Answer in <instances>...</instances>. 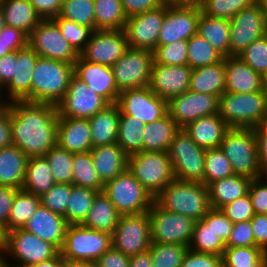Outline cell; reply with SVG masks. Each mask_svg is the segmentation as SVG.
Segmentation results:
<instances>
[{
	"label": "cell",
	"mask_w": 267,
	"mask_h": 267,
	"mask_svg": "<svg viewBox=\"0 0 267 267\" xmlns=\"http://www.w3.org/2000/svg\"><path fill=\"white\" fill-rule=\"evenodd\" d=\"M6 26V21L4 19V16H3V13H2V10L0 8V33L2 31V29Z\"/></svg>",
	"instance_id": "obj_77"
},
{
	"label": "cell",
	"mask_w": 267,
	"mask_h": 267,
	"mask_svg": "<svg viewBox=\"0 0 267 267\" xmlns=\"http://www.w3.org/2000/svg\"><path fill=\"white\" fill-rule=\"evenodd\" d=\"M189 90L220 97L225 92V58L215 64L193 69Z\"/></svg>",
	"instance_id": "obj_34"
},
{
	"label": "cell",
	"mask_w": 267,
	"mask_h": 267,
	"mask_svg": "<svg viewBox=\"0 0 267 267\" xmlns=\"http://www.w3.org/2000/svg\"><path fill=\"white\" fill-rule=\"evenodd\" d=\"M264 90L267 92V74L264 76Z\"/></svg>",
	"instance_id": "obj_79"
},
{
	"label": "cell",
	"mask_w": 267,
	"mask_h": 267,
	"mask_svg": "<svg viewBox=\"0 0 267 267\" xmlns=\"http://www.w3.org/2000/svg\"><path fill=\"white\" fill-rule=\"evenodd\" d=\"M128 170L155 198L175 179L168 152L142 151L128 157Z\"/></svg>",
	"instance_id": "obj_8"
},
{
	"label": "cell",
	"mask_w": 267,
	"mask_h": 267,
	"mask_svg": "<svg viewBox=\"0 0 267 267\" xmlns=\"http://www.w3.org/2000/svg\"><path fill=\"white\" fill-rule=\"evenodd\" d=\"M120 107L117 103L107 105L88 119L90 123L92 148L117 143Z\"/></svg>",
	"instance_id": "obj_30"
},
{
	"label": "cell",
	"mask_w": 267,
	"mask_h": 267,
	"mask_svg": "<svg viewBox=\"0 0 267 267\" xmlns=\"http://www.w3.org/2000/svg\"><path fill=\"white\" fill-rule=\"evenodd\" d=\"M55 183L49 162L45 156L28 158L24 183L21 189L41 197Z\"/></svg>",
	"instance_id": "obj_37"
},
{
	"label": "cell",
	"mask_w": 267,
	"mask_h": 267,
	"mask_svg": "<svg viewBox=\"0 0 267 267\" xmlns=\"http://www.w3.org/2000/svg\"><path fill=\"white\" fill-rule=\"evenodd\" d=\"M187 64L192 68H200L220 62L224 57L198 33L188 40Z\"/></svg>",
	"instance_id": "obj_46"
},
{
	"label": "cell",
	"mask_w": 267,
	"mask_h": 267,
	"mask_svg": "<svg viewBox=\"0 0 267 267\" xmlns=\"http://www.w3.org/2000/svg\"><path fill=\"white\" fill-rule=\"evenodd\" d=\"M248 246H255V238L250 220L234 223L226 247Z\"/></svg>",
	"instance_id": "obj_58"
},
{
	"label": "cell",
	"mask_w": 267,
	"mask_h": 267,
	"mask_svg": "<svg viewBox=\"0 0 267 267\" xmlns=\"http://www.w3.org/2000/svg\"><path fill=\"white\" fill-rule=\"evenodd\" d=\"M251 181L252 179L249 177L234 174L210 183L208 191L212 208L221 209L248 194Z\"/></svg>",
	"instance_id": "obj_32"
},
{
	"label": "cell",
	"mask_w": 267,
	"mask_h": 267,
	"mask_svg": "<svg viewBox=\"0 0 267 267\" xmlns=\"http://www.w3.org/2000/svg\"><path fill=\"white\" fill-rule=\"evenodd\" d=\"M71 194V184L55 183L41 198V204L52 212L66 215V208Z\"/></svg>",
	"instance_id": "obj_55"
},
{
	"label": "cell",
	"mask_w": 267,
	"mask_h": 267,
	"mask_svg": "<svg viewBox=\"0 0 267 267\" xmlns=\"http://www.w3.org/2000/svg\"><path fill=\"white\" fill-rule=\"evenodd\" d=\"M189 247L180 244L151 243L152 267H180Z\"/></svg>",
	"instance_id": "obj_50"
},
{
	"label": "cell",
	"mask_w": 267,
	"mask_h": 267,
	"mask_svg": "<svg viewBox=\"0 0 267 267\" xmlns=\"http://www.w3.org/2000/svg\"><path fill=\"white\" fill-rule=\"evenodd\" d=\"M74 75L109 104L117 103L120 92L111 67L87 62L79 56L74 63Z\"/></svg>",
	"instance_id": "obj_24"
},
{
	"label": "cell",
	"mask_w": 267,
	"mask_h": 267,
	"mask_svg": "<svg viewBox=\"0 0 267 267\" xmlns=\"http://www.w3.org/2000/svg\"><path fill=\"white\" fill-rule=\"evenodd\" d=\"M200 15L199 5L165 3V17L159 32L157 46L167 45L178 40H189L197 34Z\"/></svg>",
	"instance_id": "obj_15"
},
{
	"label": "cell",
	"mask_w": 267,
	"mask_h": 267,
	"mask_svg": "<svg viewBox=\"0 0 267 267\" xmlns=\"http://www.w3.org/2000/svg\"><path fill=\"white\" fill-rule=\"evenodd\" d=\"M130 256L124 255L113 246L97 261V267H129Z\"/></svg>",
	"instance_id": "obj_65"
},
{
	"label": "cell",
	"mask_w": 267,
	"mask_h": 267,
	"mask_svg": "<svg viewBox=\"0 0 267 267\" xmlns=\"http://www.w3.org/2000/svg\"><path fill=\"white\" fill-rule=\"evenodd\" d=\"M145 125L141 120L126 115L120 110L117 144L128 157L143 151Z\"/></svg>",
	"instance_id": "obj_40"
},
{
	"label": "cell",
	"mask_w": 267,
	"mask_h": 267,
	"mask_svg": "<svg viewBox=\"0 0 267 267\" xmlns=\"http://www.w3.org/2000/svg\"><path fill=\"white\" fill-rule=\"evenodd\" d=\"M6 25L28 36L42 20L29 0H2L0 4Z\"/></svg>",
	"instance_id": "obj_35"
},
{
	"label": "cell",
	"mask_w": 267,
	"mask_h": 267,
	"mask_svg": "<svg viewBox=\"0 0 267 267\" xmlns=\"http://www.w3.org/2000/svg\"><path fill=\"white\" fill-rule=\"evenodd\" d=\"M109 103L75 75L63 99L56 105L59 117L90 119Z\"/></svg>",
	"instance_id": "obj_17"
},
{
	"label": "cell",
	"mask_w": 267,
	"mask_h": 267,
	"mask_svg": "<svg viewBox=\"0 0 267 267\" xmlns=\"http://www.w3.org/2000/svg\"><path fill=\"white\" fill-rule=\"evenodd\" d=\"M60 267H68V265L64 262Z\"/></svg>",
	"instance_id": "obj_80"
},
{
	"label": "cell",
	"mask_w": 267,
	"mask_h": 267,
	"mask_svg": "<svg viewBox=\"0 0 267 267\" xmlns=\"http://www.w3.org/2000/svg\"><path fill=\"white\" fill-rule=\"evenodd\" d=\"M165 17V3L154 10L127 18L124 31L128 45L134 49L154 51Z\"/></svg>",
	"instance_id": "obj_21"
},
{
	"label": "cell",
	"mask_w": 267,
	"mask_h": 267,
	"mask_svg": "<svg viewBox=\"0 0 267 267\" xmlns=\"http://www.w3.org/2000/svg\"><path fill=\"white\" fill-rule=\"evenodd\" d=\"M39 57L29 45L16 50L13 79L2 90L6 96V100L8 99L9 102H31V82L33 71Z\"/></svg>",
	"instance_id": "obj_23"
},
{
	"label": "cell",
	"mask_w": 267,
	"mask_h": 267,
	"mask_svg": "<svg viewBox=\"0 0 267 267\" xmlns=\"http://www.w3.org/2000/svg\"><path fill=\"white\" fill-rule=\"evenodd\" d=\"M218 114L229 127L255 128L267 121V92H224L219 97Z\"/></svg>",
	"instance_id": "obj_3"
},
{
	"label": "cell",
	"mask_w": 267,
	"mask_h": 267,
	"mask_svg": "<svg viewBox=\"0 0 267 267\" xmlns=\"http://www.w3.org/2000/svg\"><path fill=\"white\" fill-rule=\"evenodd\" d=\"M223 267H267V252L258 246L226 247Z\"/></svg>",
	"instance_id": "obj_43"
},
{
	"label": "cell",
	"mask_w": 267,
	"mask_h": 267,
	"mask_svg": "<svg viewBox=\"0 0 267 267\" xmlns=\"http://www.w3.org/2000/svg\"><path fill=\"white\" fill-rule=\"evenodd\" d=\"M150 231L148 212L121 215L112 234V246L127 256L145 252L152 243Z\"/></svg>",
	"instance_id": "obj_14"
},
{
	"label": "cell",
	"mask_w": 267,
	"mask_h": 267,
	"mask_svg": "<svg viewBox=\"0 0 267 267\" xmlns=\"http://www.w3.org/2000/svg\"><path fill=\"white\" fill-rule=\"evenodd\" d=\"M13 144L10 125V106L0 114V148Z\"/></svg>",
	"instance_id": "obj_69"
},
{
	"label": "cell",
	"mask_w": 267,
	"mask_h": 267,
	"mask_svg": "<svg viewBox=\"0 0 267 267\" xmlns=\"http://www.w3.org/2000/svg\"><path fill=\"white\" fill-rule=\"evenodd\" d=\"M53 20L58 24L60 32L66 41L80 54L84 50L85 45L90 41L94 30L86 26L78 25L59 15L53 18Z\"/></svg>",
	"instance_id": "obj_52"
},
{
	"label": "cell",
	"mask_w": 267,
	"mask_h": 267,
	"mask_svg": "<svg viewBox=\"0 0 267 267\" xmlns=\"http://www.w3.org/2000/svg\"><path fill=\"white\" fill-rule=\"evenodd\" d=\"M257 139L258 159L263 177H267V121L254 128Z\"/></svg>",
	"instance_id": "obj_63"
},
{
	"label": "cell",
	"mask_w": 267,
	"mask_h": 267,
	"mask_svg": "<svg viewBox=\"0 0 267 267\" xmlns=\"http://www.w3.org/2000/svg\"><path fill=\"white\" fill-rule=\"evenodd\" d=\"M65 263L68 265V267H97L96 262L71 261Z\"/></svg>",
	"instance_id": "obj_72"
},
{
	"label": "cell",
	"mask_w": 267,
	"mask_h": 267,
	"mask_svg": "<svg viewBox=\"0 0 267 267\" xmlns=\"http://www.w3.org/2000/svg\"><path fill=\"white\" fill-rule=\"evenodd\" d=\"M29 36L20 29L5 26L0 33V57L28 45Z\"/></svg>",
	"instance_id": "obj_56"
},
{
	"label": "cell",
	"mask_w": 267,
	"mask_h": 267,
	"mask_svg": "<svg viewBox=\"0 0 267 267\" xmlns=\"http://www.w3.org/2000/svg\"><path fill=\"white\" fill-rule=\"evenodd\" d=\"M180 267H223L222 256L188 249Z\"/></svg>",
	"instance_id": "obj_60"
},
{
	"label": "cell",
	"mask_w": 267,
	"mask_h": 267,
	"mask_svg": "<svg viewBox=\"0 0 267 267\" xmlns=\"http://www.w3.org/2000/svg\"><path fill=\"white\" fill-rule=\"evenodd\" d=\"M72 184L93 189L98 192L104 190V184L96 172L91 153H74Z\"/></svg>",
	"instance_id": "obj_45"
},
{
	"label": "cell",
	"mask_w": 267,
	"mask_h": 267,
	"mask_svg": "<svg viewBox=\"0 0 267 267\" xmlns=\"http://www.w3.org/2000/svg\"><path fill=\"white\" fill-rule=\"evenodd\" d=\"M226 244L212 230V209L199 221H196L189 249L223 256Z\"/></svg>",
	"instance_id": "obj_39"
},
{
	"label": "cell",
	"mask_w": 267,
	"mask_h": 267,
	"mask_svg": "<svg viewBox=\"0 0 267 267\" xmlns=\"http://www.w3.org/2000/svg\"><path fill=\"white\" fill-rule=\"evenodd\" d=\"M90 153L94 168L104 185L128 169V156L117 143L94 147Z\"/></svg>",
	"instance_id": "obj_29"
},
{
	"label": "cell",
	"mask_w": 267,
	"mask_h": 267,
	"mask_svg": "<svg viewBox=\"0 0 267 267\" xmlns=\"http://www.w3.org/2000/svg\"><path fill=\"white\" fill-rule=\"evenodd\" d=\"M257 3L261 6L262 11L267 18V0H257Z\"/></svg>",
	"instance_id": "obj_76"
},
{
	"label": "cell",
	"mask_w": 267,
	"mask_h": 267,
	"mask_svg": "<svg viewBox=\"0 0 267 267\" xmlns=\"http://www.w3.org/2000/svg\"><path fill=\"white\" fill-rule=\"evenodd\" d=\"M28 45L43 58L74 65L79 54L63 37L53 19H42L29 35Z\"/></svg>",
	"instance_id": "obj_13"
},
{
	"label": "cell",
	"mask_w": 267,
	"mask_h": 267,
	"mask_svg": "<svg viewBox=\"0 0 267 267\" xmlns=\"http://www.w3.org/2000/svg\"><path fill=\"white\" fill-rule=\"evenodd\" d=\"M74 65L39 57L31 82V102L57 105L66 94Z\"/></svg>",
	"instance_id": "obj_4"
},
{
	"label": "cell",
	"mask_w": 267,
	"mask_h": 267,
	"mask_svg": "<svg viewBox=\"0 0 267 267\" xmlns=\"http://www.w3.org/2000/svg\"><path fill=\"white\" fill-rule=\"evenodd\" d=\"M188 40H178L167 45L157 46L153 51L154 63L163 65H186Z\"/></svg>",
	"instance_id": "obj_53"
},
{
	"label": "cell",
	"mask_w": 267,
	"mask_h": 267,
	"mask_svg": "<svg viewBox=\"0 0 267 267\" xmlns=\"http://www.w3.org/2000/svg\"><path fill=\"white\" fill-rule=\"evenodd\" d=\"M249 196L255 214L267 215V177H261L251 181Z\"/></svg>",
	"instance_id": "obj_59"
},
{
	"label": "cell",
	"mask_w": 267,
	"mask_h": 267,
	"mask_svg": "<svg viewBox=\"0 0 267 267\" xmlns=\"http://www.w3.org/2000/svg\"><path fill=\"white\" fill-rule=\"evenodd\" d=\"M0 267H9L6 261L0 256Z\"/></svg>",
	"instance_id": "obj_78"
},
{
	"label": "cell",
	"mask_w": 267,
	"mask_h": 267,
	"mask_svg": "<svg viewBox=\"0 0 267 267\" xmlns=\"http://www.w3.org/2000/svg\"><path fill=\"white\" fill-rule=\"evenodd\" d=\"M267 34V18L261 6L242 9L230 19V56H237L253 41Z\"/></svg>",
	"instance_id": "obj_16"
},
{
	"label": "cell",
	"mask_w": 267,
	"mask_h": 267,
	"mask_svg": "<svg viewBox=\"0 0 267 267\" xmlns=\"http://www.w3.org/2000/svg\"><path fill=\"white\" fill-rule=\"evenodd\" d=\"M221 211L233 223L251 220L255 215L249 193L223 206Z\"/></svg>",
	"instance_id": "obj_57"
},
{
	"label": "cell",
	"mask_w": 267,
	"mask_h": 267,
	"mask_svg": "<svg viewBox=\"0 0 267 267\" xmlns=\"http://www.w3.org/2000/svg\"><path fill=\"white\" fill-rule=\"evenodd\" d=\"M148 213L152 243L180 244L189 247L196 223L194 219L166 211L155 201Z\"/></svg>",
	"instance_id": "obj_11"
},
{
	"label": "cell",
	"mask_w": 267,
	"mask_h": 267,
	"mask_svg": "<svg viewBox=\"0 0 267 267\" xmlns=\"http://www.w3.org/2000/svg\"><path fill=\"white\" fill-rule=\"evenodd\" d=\"M40 204V196L19 189L16 192L7 224L4 226L6 231L9 232L14 229L23 228Z\"/></svg>",
	"instance_id": "obj_42"
},
{
	"label": "cell",
	"mask_w": 267,
	"mask_h": 267,
	"mask_svg": "<svg viewBox=\"0 0 267 267\" xmlns=\"http://www.w3.org/2000/svg\"><path fill=\"white\" fill-rule=\"evenodd\" d=\"M250 222L254 233L255 246L267 252V215L255 214Z\"/></svg>",
	"instance_id": "obj_66"
},
{
	"label": "cell",
	"mask_w": 267,
	"mask_h": 267,
	"mask_svg": "<svg viewBox=\"0 0 267 267\" xmlns=\"http://www.w3.org/2000/svg\"><path fill=\"white\" fill-rule=\"evenodd\" d=\"M233 175L234 172L231 163L220 147L206 149L204 170V184L206 186L214 181L231 177Z\"/></svg>",
	"instance_id": "obj_49"
},
{
	"label": "cell",
	"mask_w": 267,
	"mask_h": 267,
	"mask_svg": "<svg viewBox=\"0 0 267 267\" xmlns=\"http://www.w3.org/2000/svg\"><path fill=\"white\" fill-rule=\"evenodd\" d=\"M97 193L98 191L93 189L71 184V194L64 216L69 225L84 222Z\"/></svg>",
	"instance_id": "obj_44"
},
{
	"label": "cell",
	"mask_w": 267,
	"mask_h": 267,
	"mask_svg": "<svg viewBox=\"0 0 267 267\" xmlns=\"http://www.w3.org/2000/svg\"><path fill=\"white\" fill-rule=\"evenodd\" d=\"M129 48L122 30H96L79 56L91 63L111 67Z\"/></svg>",
	"instance_id": "obj_20"
},
{
	"label": "cell",
	"mask_w": 267,
	"mask_h": 267,
	"mask_svg": "<svg viewBox=\"0 0 267 267\" xmlns=\"http://www.w3.org/2000/svg\"><path fill=\"white\" fill-rule=\"evenodd\" d=\"M65 261L62 259L60 253L55 257L41 263L35 264L32 267H60Z\"/></svg>",
	"instance_id": "obj_71"
},
{
	"label": "cell",
	"mask_w": 267,
	"mask_h": 267,
	"mask_svg": "<svg viewBox=\"0 0 267 267\" xmlns=\"http://www.w3.org/2000/svg\"><path fill=\"white\" fill-rule=\"evenodd\" d=\"M180 129L167 113L164 117L145 125L143 151L168 152L175 133Z\"/></svg>",
	"instance_id": "obj_36"
},
{
	"label": "cell",
	"mask_w": 267,
	"mask_h": 267,
	"mask_svg": "<svg viewBox=\"0 0 267 267\" xmlns=\"http://www.w3.org/2000/svg\"><path fill=\"white\" fill-rule=\"evenodd\" d=\"M129 267H152L150 251L130 256Z\"/></svg>",
	"instance_id": "obj_70"
},
{
	"label": "cell",
	"mask_w": 267,
	"mask_h": 267,
	"mask_svg": "<svg viewBox=\"0 0 267 267\" xmlns=\"http://www.w3.org/2000/svg\"><path fill=\"white\" fill-rule=\"evenodd\" d=\"M237 56L264 77L267 74V34L253 41Z\"/></svg>",
	"instance_id": "obj_54"
},
{
	"label": "cell",
	"mask_w": 267,
	"mask_h": 267,
	"mask_svg": "<svg viewBox=\"0 0 267 267\" xmlns=\"http://www.w3.org/2000/svg\"><path fill=\"white\" fill-rule=\"evenodd\" d=\"M205 151L180 128L168 150L175 179L204 183Z\"/></svg>",
	"instance_id": "obj_9"
},
{
	"label": "cell",
	"mask_w": 267,
	"mask_h": 267,
	"mask_svg": "<svg viewBox=\"0 0 267 267\" xmlns=\"http://www.w3.org/2000/svg\"><path fill=\"white\" fill-rule=\"evenodd\" d=\"M59 16L95 31L94 0H63Z\"/></svg>",
	"instance_id": "obj_48"
},
{
	"label": "cell",
	"mask_w": 267,
	"mask_h": 267,
	"mask_svg": "<svg viewBox=\"0 0 267 267\" xmlns=\"http://www.w3.org/2000/svg\"><path fill=\"white\" fill-rule=\"evenodd\" d=\"M9 106L13 145L28 157L44 156L57 145L56 105L12 101Z\"/></svg>",
	"instance_id": "obj_1"
},
{
	"label": "cell",
	"mask_w": 267,
	"mask_h": 267,
	"mask_svg": "<svg viewBox=\"0 0 267 267\" xmlns=\"http://www.w3.org/2000/svg\"><path fill=\"white\" fill-rule=\"evenodd\" d=\"M201 0H163L166 4H189V5H199Z\"/></svg>",
	"instance_id": "obj_73"
},
{
	"label": "cell",
	"mask_w": 267,
	"mask_h": 267,
	"mask_svg": "<svg viewBox=\"0 0 267 267\" xmlns=\"http://www.w3.org/2000/svg\"><path fill=\"white\" fill-rule=\"evenodd\" d=\"M264 90V77L239 56L225 57V92L252 93Z\"/></svg>",
	"instance_id": "obj_26"
},
{
	"label": "cell",
	"mask_w": 267,
	"mask_h": 267,
	"mask_svg": "<svg viewBox=\"0 0 267 267\" xmlns=\"http://www.w3.org/2000/svg\"><path fill=\"white\" fill-rule=\"evenodd\" d=\"M68 225L64 216L54 213L40 204L23 229L45 242L52 243L60 250L64 243Z\"/></svg>",
	"instance_id": "obj_25"
},
{
	"label": "cell",
	"mask_w": 267,
	"mask_h": 267,
	"mask_svg": "<svg viewBox=\"0 0 267 267\" xmlns=\"http://www.w3.org/2000/svg\"><path fill=\"white\" fill-rule=\"evenodd\" d=\"M234 223L221 211L212 208V230L226 244L229 240Z\"/></svg>",
	"instance_id": "obj_61"
},
{
	"label": "cell",
	"mask_w": 267,
	"mask_h": 267,
	"mask_svg": "<svg viewBox=\"0 0 267 267\" xmlns=\"http://www.w3.org/2000/svg\"><path fill=\"white\" fill-rule=\"evenodd\" d=\"M95 31L122 30L127 17L121 0H94Z\"/></svg>",
	"instance_id": "obj_41"
},
{
	"label": "cell",
	"mask_w": 267,
	"mask_h": 267,
	"mask_svg": "<svg viewBox=\"0 0 267 267\" xmlns=\"http://www.w3.org/2000/svg\"><path fill=\"white\" fill-rule=\"evenodd\" d=\"M3 98V100H2ZM4 94L3 92L0 90V114L9 106V101L8 100H4Z\"/></svg>",
	"instance_id": "obj_75"
},
{
	"label": "cell",
	"mask_w": 267,
	"mask_h": 267,
	"mask_svg": "<svg viewBox=\"0 0 267 267\" xmlns=\"http://www.w3.org/2000/svg\"><path fill=\"white\" fill-rule=\"evenodd\" d=\"M120 217L121 214L116 210L109 197L102 191L95 196L92 207L82 225L112 235Z\"/></svg>",
	"instance_id": "obj_33"
},
{
	"label": "cell",
	"mask_w": 267,
	"mask_h": 267,
	"mask_svg": "<svg viewBox=\"0 0 267 267\" xmlns=\"http://www.w3.org/2000/svg\"><path fill=\"white\" fill-rule=\"evenodd\" d=\"M57 145L72 153L89 152L92 149V139L88 119L59 117Z\"/></svg>",
	"instance_id": "obj_27"
},
{
	"label": "cell",
	"mask_w": 267,
	"mask_h": 267,
	"mask_svg": "<svg viewBox=\"0 0 267 267\" xmlns=\"http://www.w3.org/2000/svg\"><path fill=\"white\" fill-rule=\"evenodd\" d=\"M111 247V234L73 224L67 227L60 255L65 262H96Z\"/></svg>",
	"instance_id": "obj_7"
},
{
	"label": "cell",
	"mask_w": 267,
	"mask_h": 267,
	"mask_svg": "<svg viewBox=\"0 0 267 267\" xmlns=\"http://www.w3.org/2000/svg\"><path fill=\"white\" fill-rule=\"evenodd\" d=\"M109 197L121 215L148 212L154 198L127 169L104 185Z\"/></svg>",
	"instance_id": "obj_10"
},
{
	"label": "cell",
	"mask_w": 267,
	"mask_h": 267,
	"mask_svg": "<svg viewBox=\"0 0 267 267\" xmlns=\"http://www.w3.org/2000/svg\"><path fill=\"white\" fill-rule=\"evenodd\" d=\"M59 253L60 250L52 243L45 242L23 228H18L7 232L6 243L0 256L9 267H32L55 258ZM8 256L15 260L12 261L15 264L8 260L10 259Z\"/></svg>",
	"instance_id": "obj_6"
},
{
	"label": "cell",
	"mask_w": 267,
	"mask_h": 267,
	"mask_svg": "<svg viewBox=\"0 0 267 267\" xmlns=\"http://www.w3.org/2000/svg\"><path fill=\"white\" fill-rule=\"evenodd\" d=\"M230 127L219 114L204 116L188 123L184 130L201 148H218Z\"/></svg>",
	"instance_id": "obj_28"
},
{
	"label": "cell",
	"mask_w": 267,
	"mask_h": 267,
	"mask_svg": "<svg viewBox=\"0 0 267 267\" xmlns=\"http://www.w3.org/2000/svg\"><path fill=\"white\" fill-rule=\"evenodd\" d=\"M154 201L169 212L201 220L211 209L208 186L200 182L172 180Z\"/></svg>",
	"instance_id": "obj_2"
},
{
	"label": "cell",
	"mask_w": 267,
	"mask_h": 267,
	"mask_svg": "<svg viewBox=\"0 0 267 267\" xmlns=\"http://www.w3.org/2000/svg\"><path fill=\"white\" fill-rule=\"evenodd\" d=\"M218 106V96L190 90L167 101L168 114L180 128L201 117L218 114Z\"/></svg>",
	"instance_id": "obj_19"
},
{
	"label": "cell",
	"mask_w": 267,
	"mask_h": 267,
	"mask_svg": "<svg viewBox=\"0 0 267 267\" xmlns=\"http://www.w3.org/2000/svg\"><path fill=\"white\" fill-rule=\"evenodd\" d=\"M257 0H201V12L210 17L230 20L242 9H247Z\"/></svg>",
	"instance_id": "obj_51"
},
{
	"label": "cell",
	"mask_w": 267,
	"mask_h": 267,
	"mask_svg": "<svg viewBox=\"0 0 267 267\" xmlns=\"http://www.w3.org/2000/svg\"><path fill=\"white\" fill-rule=\"evenodd\" d=\"M120 110L143 123H152L167 113V100L157 96L149 86L120 92L117 101Z\"/></svg>",
	"instance_id": "obj_18"
},
{
	"label": "cell",
	"mask_w": 267,
	"mask_h": 267,
	"mask_svg": "<svg viewBox=\"0 0 267 267\" xmlns=\"http://www.w3.org/2000/svg\"><path fill=\"white\" fill-rule=\"evenodd\" d=\"M15 189L0 185V223L6 225L9 219L16 192Z\"/></svg>",
	"instance_id": "obj_67"
},
{
	"label": "cell",
	"mask_w": 267,
	"mask_h": 267,
	"mask_svg": "<svg viewBox=\"0 0 267 267\" xmlns=\"http://www.w3.org/2000/svg\"><path fill=\"white\" fill-rule=\"evenodd\" d=\"M153 62L152 51L129 47L111 66L119 92L149 86Z\"/></svg>",
	"instance_id": "obj_12"
},
{
	"label": "cell",
	"mask_w": 267,
	"mask_h": 267,
	"mask_svg": "<svg viewBox=\"0 0 267 267\" xmlns=\"http://www.w3.org/2000/svg\"><path fill=\"white\" fill-rule=\"evenodd\" d=\"M28 156L15 145L0 148V185L21 189Z\"/></svg>",
	"instance_id": "obj_31"
},
{
	"label": "cell",
	"mask_w": 267,
	"mask_h": 267,
	"mask_svg": "<svg viewBox=\"0 0 267 267\" xmlns=\"http://www.w3.org/2000/svg\"><path fill=\"white\" fill-rule=\"evenodd\" d=\"M6 237H7V231L4 227V225H2L0 223V253L3 251L5 243H6Z\"/></svg>",
	"instance_id": "obj_74"
},
{
	"label": "cell",
	"mask_w": 267,
	"mask_h": 267,
	"mask_svg": "<svg viewBox=\"0 0 267 267\" xmlns=\"http://www.w3.org/2000/svg\"><path fill=\"white\" fill-rule=\"evenodd\" d=\"M44 156L49 162L55 182L72 184L74 153L56 145Z\"/></svg>",
	"instance_id": "obj_47"
},
{
	"label": "cell",
	"mask_w": 267,
	"mask_h": 267,
	"mask_svg": "<svg viewBox=\"0 0 267 267\" xmlns=\"http://www.w3.org/2000/svg\"><path fill=\"white\" fill-rule=\"evenodd\" d=\"M41 19H53L60 14L63 0H29Z\"/></svg>",
	"instance_id": "obj_64"
},
{
	"label": "cell",
	"mask_w": 267,
	"mask_h": 267,
	"mask_svg": "<svg viewBox=\"0 0 267 267\" xmlns=\"http://www.w3.org/2000/svg\"><path fill=\"white\" fill-rule=\"evenodd\" d=\"M14 62H16V51L0 57V90L2 91L13 79Z\"/></svg>",
	"instance_id": "obj_68"
},
{
	"label": "cell",
	"mask_w": 267,
	"mask_h": 267,
	"mask_svg": "<svg viewBox=\"0 0 267 267\" xmlns=\"http://www.w3.org/2000/svg\"><path fill=\"white\" fill-rule=\"evenodd\" d=\"M127 18L154 10L163 4V0H121Z\"/></svg>",
	"instance_id": "obj_62"
},
{
	"label": "cell",
	"mask_w": 267,
	"mask_h": 267,
	"mask_svg": "<svg viewBox=\"0 0 267 267\" xmlns=\"http://www.w3.org/2000/svg\"><path fill=\"white\" fill-rule=\"evenodd\" d=\"M197 33L206 39L224 58L230 56V20L210 17L201 12Z\"/></svg>",
	"instance_id": "obj_38"
},
{
	"label": "cell",
	"mask_w": 267,
	"mask_h": 267,
	"mask_svg": "<svg viewBox=\"0 0 267 267\" xmlns=\"http://www.w3.org/2000/svg\"><path fill=\"white\" fill-rule=\"evenodd\" d=\"M192 70L188 64L163 65L153 62L149 88L168 101L189 90Z\"/></svg>",
	"instance_id": "obj_22"
},
{
	"label": "cell",
	"mask_w": 267,
	"mask_h": 267,
	"mask_svg": "<svg viewBox=\"0 0 267 267\" xmlns=\"http://www.w3.org/2000/svg\"><path fill=\"white\" fill-rule=\"evenodd\" d=\"M236 175L253 179L263 177L259 165L254 128L230 127L220 144Z\"/></svg>",
	"instance_id": "obj_5"
}]
</instances>
